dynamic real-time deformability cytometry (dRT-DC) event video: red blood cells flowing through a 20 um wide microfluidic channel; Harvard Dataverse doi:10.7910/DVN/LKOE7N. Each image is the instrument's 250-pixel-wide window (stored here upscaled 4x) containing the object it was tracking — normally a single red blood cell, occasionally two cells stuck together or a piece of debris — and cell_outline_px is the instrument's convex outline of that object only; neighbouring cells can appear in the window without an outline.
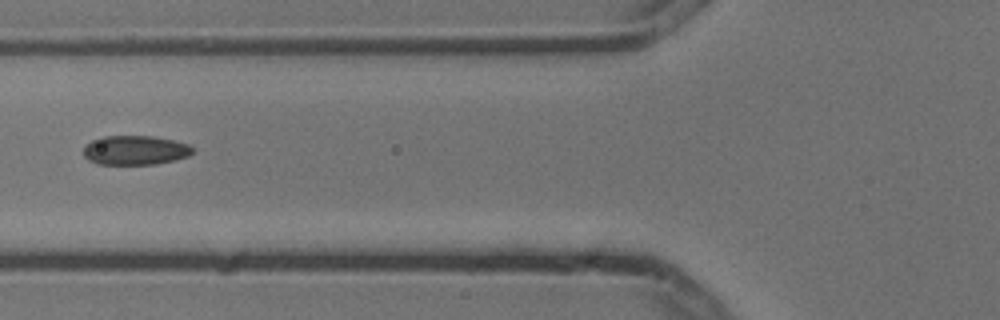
{"species": "common noctule bat (a hibernating species)", "species_latin": "Nyctalus noctula", "temperature_condition": "cold", "stored_images_in_passage": 6, "camera_frame_rate_fps": 3000, "um_per_image_px": 0.085, "animal": {"sex": "male", "body_mass_g": 13.3}, "frame": {"image": 1, "passage_image": 6, "time_ms": 1.667, "image_size_px": [1000, 320], "cell_outline_px": [[192, 152], [188, 156], [176, 160], [156, 164], [96, 164], [88, 160], [84, 156], [84, 148], [92, 140], [100, 136], [152, 136], [172, 140], [188, 144], [192, 148]], "centroid_in_image_um": [11.47, 12.77], "position_along_channel_um": 114.3, "area_um2": 18.61}}